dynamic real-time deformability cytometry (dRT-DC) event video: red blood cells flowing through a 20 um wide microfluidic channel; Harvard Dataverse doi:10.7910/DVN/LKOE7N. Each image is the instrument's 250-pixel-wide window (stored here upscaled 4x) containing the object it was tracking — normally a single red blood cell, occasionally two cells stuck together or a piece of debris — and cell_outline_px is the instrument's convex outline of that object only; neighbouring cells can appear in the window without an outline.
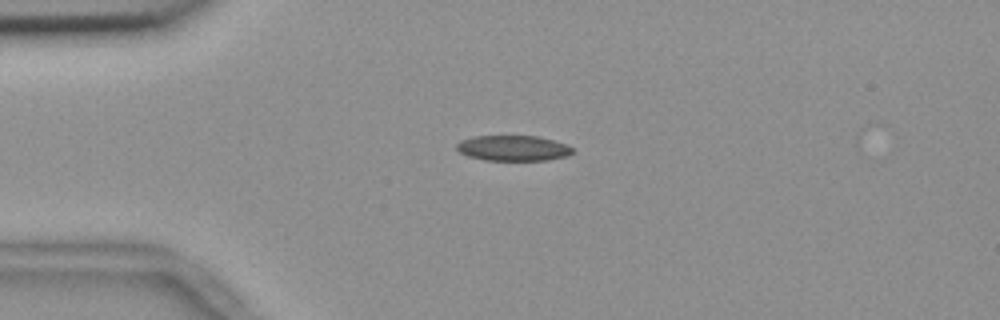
{"species": "common noctule bat (a hibernating species)", "species_latin": "Nyctalus noctula", "temperature_condition": "room temperature", "stored_images_in_passage": 43, "camera_frame_rate_fps": 3000, "um_per_image_px": 0.085, "animal": {"sex": "female", "body_mass_g": 18.4}, "frame": {"image": 1, "passage_image": 1, "time_ms": 0.0, "image_size_px": [1000, 320], "cell_outline_px": [[572, 152], [564, 156], [548, 160], [484, 160], [468, 156], [460, 152], [456, 148], [456, 144], [460, 140], [472, 136], [536, 136], [568, 144], [572, 148]], "centroid_in_image_um": [43.57, 12.58], "position_along_channel_um": 41.4, "area_um2": 17.11}}
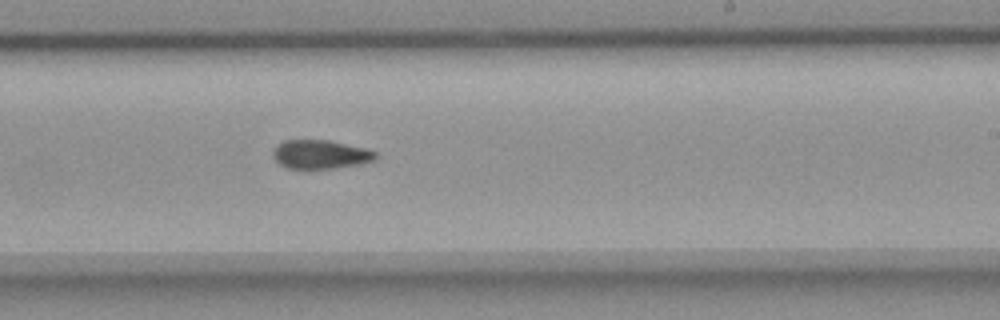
{"frame": {"image": 2, "passage_image": 21, "time_ms": 6.667, "image_size_px": [1000, 320], "cell_outline_px": [[376, 160], [360, 164], [332, 168], [288, 168], [280, 164], [272, 156], [272, 148], [276, 144], [284, 140], [328, 140], [364, 148], [376, 152]], "centroid_in_image_um": [27.19, 13.11], "position_along_channel_um": 261.8, "area_um2": 17.17}}
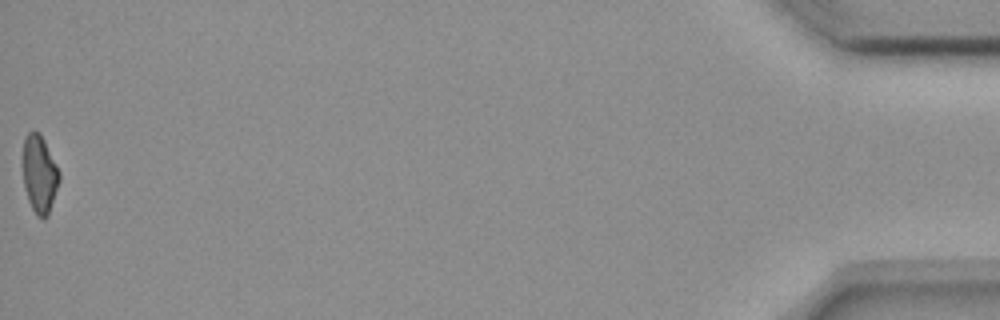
{"frame": {"image": 3, "passage_image": 43, "time_ms": 14.0, "image_size_px": [1000, 320], "cell_outline_px": [[60, 180], [48, 216], [44, 220], [36, 216], [28, 200], [24, 188], [24, 136], [32, 128], [40, 132], [60, 172]], "centroid_in_image_um": [3.37, 14.8], "position_along_channel_um": 431.8, "area_um2": 16.59}, "authors_computed_cell_mechanics": {"area_um2": 17.5712, "velocity_mm_per_s": 3.6746, "shape_relaxation_time_tau1_ms": null, "shape_relaxation_time_tau2_ms": 4.7641, "deformation_change_tau1": null, "deformation_change_tau2": 0.1048}}